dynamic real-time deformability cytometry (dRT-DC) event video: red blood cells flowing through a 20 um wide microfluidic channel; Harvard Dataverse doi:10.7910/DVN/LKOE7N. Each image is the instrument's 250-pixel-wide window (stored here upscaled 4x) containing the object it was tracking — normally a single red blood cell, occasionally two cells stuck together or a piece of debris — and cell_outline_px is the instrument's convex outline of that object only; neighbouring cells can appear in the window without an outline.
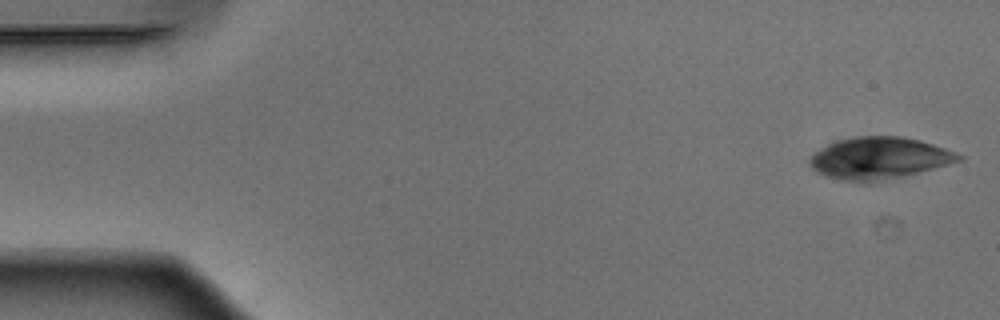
{"species": "Egyptian fruit bat (a non-hibernating species)", "species_latin": "Rousettus aegyptiacus", "temperature_condition": "warm", "stored_images_in_passage": 51, "camera_frame_rate_fps": 3000, "um_per_image_px": 0.085, "animal": {"sex": "male"}, "frame": {"image": 1, "passage_image": 1, "time_ms": 0.0, "image_size_px": [1000, 320], "cell_outline_px": [[964, 160], [904, 176], [876, 180], [840, 180], [816, 172], [808, 164], [808, 160], [816, 152], [828, 144], [836, 140], [856, 136], [900, 136], [920, 140], [956, 152], [964, 156]], "centroid_in_image_um": [74.74, 13.41], "position_along_channel_um": 10.3, "area_um2": 35.84}}
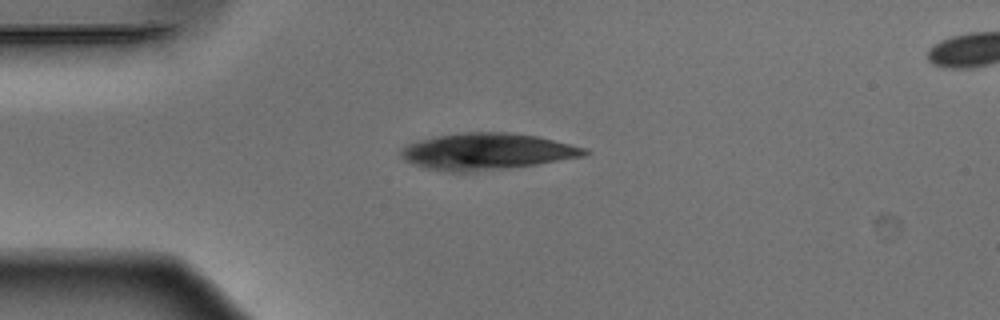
{"frame": {"image": 2, "passage_image": 12, "time_ms": 3.667, "image_size_px": [1000, 320], "cell_outline_px": [[592, 152], [584, 156], [536, 164], [472, 172], [448, 172], [428, 168], [404, 160], [400, 156], [400, 148], [408, 144], [420, 140], [436, 136], [464, 132], [508, 132], [536, 136], [588, 148]], "centroid_in_image_um": [41.39, 12.87], "position_along_channel_um": 43.6, "area_um2": 38.9}}